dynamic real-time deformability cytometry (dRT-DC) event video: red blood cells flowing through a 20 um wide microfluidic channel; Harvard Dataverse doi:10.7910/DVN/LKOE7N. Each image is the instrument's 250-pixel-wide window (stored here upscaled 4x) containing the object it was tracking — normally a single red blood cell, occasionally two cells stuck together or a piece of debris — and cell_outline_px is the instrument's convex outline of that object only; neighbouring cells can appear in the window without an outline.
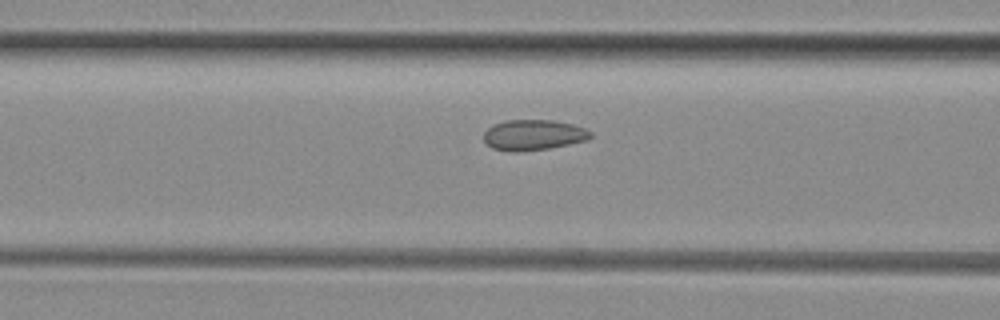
{"species": "common noctule bat (a hibernating species)", "species_latin": "Nyctalus noctula", "temperature_condition": "room temperature", "stored_images_in_passage": 5, "camera_frame_rate_fps": 3000, "um_per_image_px": 0.085, "animal": {"sex": "female", "body_mass_g": 29.2, "forearm_length_mm": 56.3}, "frame": {"image": 1, "passage_image": 5, "time_ms": 5.0, "image_size_px": [1000, 320], "cell_outline_px": [[592, 136], [588, 140], [548, 148], [516, 152], [512, 152], [492, 148], [484, 140], [484, 132], [492, 124], [504, 120], [552, 120], [572, 124], [584, 128], [592, 132]], "centroid_in_image_um": [45.33, 11.46], "position_along_channel_um": 121.3, "area_um2": 19.02}}